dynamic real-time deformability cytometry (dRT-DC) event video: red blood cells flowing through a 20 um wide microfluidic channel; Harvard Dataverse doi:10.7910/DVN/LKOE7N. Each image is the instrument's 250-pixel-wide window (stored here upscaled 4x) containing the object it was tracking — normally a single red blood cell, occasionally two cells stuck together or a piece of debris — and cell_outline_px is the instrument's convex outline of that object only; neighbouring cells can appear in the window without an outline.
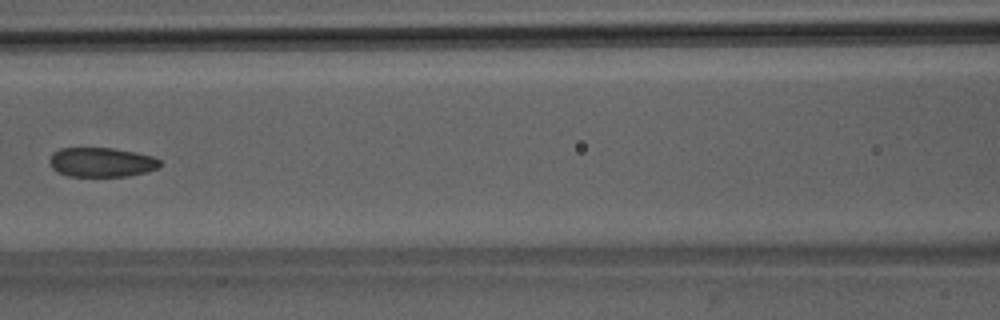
{"species": "Egyptian fruit bat (a non-hibernating species)", "species_latin": "Rousettus aegyptiacus", "temperature_condition": "room temperature", "stored_images_in_passage": 7, "camera_frame_rate_fps": 3000, "um_per_image_px": 0.085, "animal": {"sex": "male"}, "frame": {"image": 1, "passage_image": 6, "time_ms": 6.667, "image_size_px": [1000, 320], "cell_outline_px": [[160, 168], [148, 172], [128, 176], [68, 176], [56, 172], [52, 168], [48, 160], [52, 152], [60, 148], [112, 148], [136, 152], [152, 156], [160, 160]], "centroid_in_image_um": [8.62, 13.79], "position_along_channel_um": 158.0, "area_um2": 19.19}}